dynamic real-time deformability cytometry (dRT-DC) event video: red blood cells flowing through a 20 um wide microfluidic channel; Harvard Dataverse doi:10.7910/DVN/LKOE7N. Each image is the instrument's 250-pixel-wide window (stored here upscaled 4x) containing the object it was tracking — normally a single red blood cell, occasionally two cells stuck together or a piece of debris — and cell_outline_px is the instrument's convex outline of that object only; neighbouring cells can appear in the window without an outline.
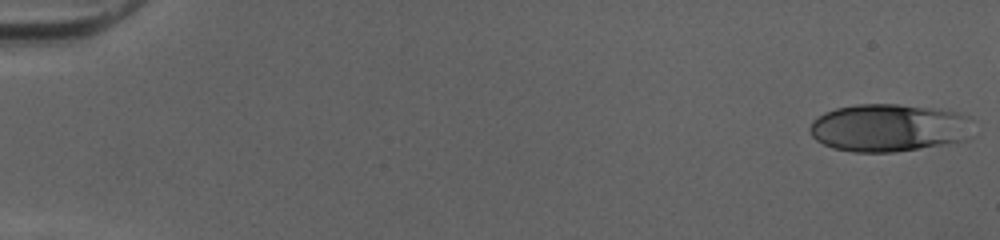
{"species": "human", "species_latin": "Homo sapiens", "temperature_condition": "cold", "stored_images_in_passage": 49, "camera_frame_rate_fps": 3000, "um_per_image_px": 0.085, "donor": {"sex": "female"}, "frame": {"image": 1, "passage_image": 1, "time_ms": 0.0, "image_size_px": [1000, 240], "cell_outline_px": [[972, 136], [968, 140], [948, 144], [896, 152], [852, 152], [832, 148], [816, 140], [812, 136], [808, 128], [812, 120], [824, 112], [836, 108], [856, 104], [896, 104], [940, 108], [972, 116]], "centroid_in_image_um": [75.61, 10.86], "position_along_channel_um": 9.4, "area_um2": 46.41}}
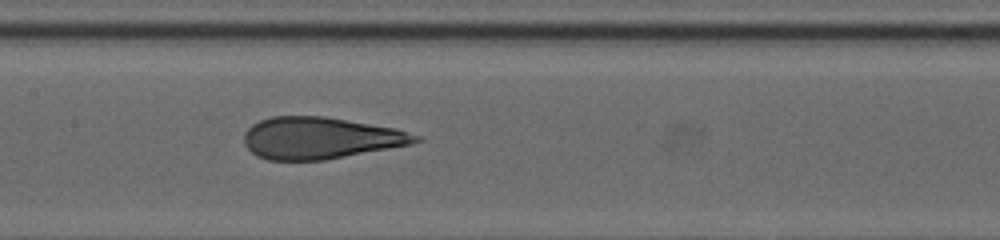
{"frame": {"image": 2, "passage_image": 26, "time_ms": 8.333, "image_size_px": [1000, 240], "cell_outline_px": [[424, 140], [412, 144], [324, 160], [268, 160], [256, 156], [244, 144], [244, 132], [252, 124], [260, 120], [272, 116], [324, 116], [396, 128], [424, 136]], "centroid_in_image_um": [27.25, 11.73], "position_along_channel_um": 180.1, "area_um2": 41.96}}
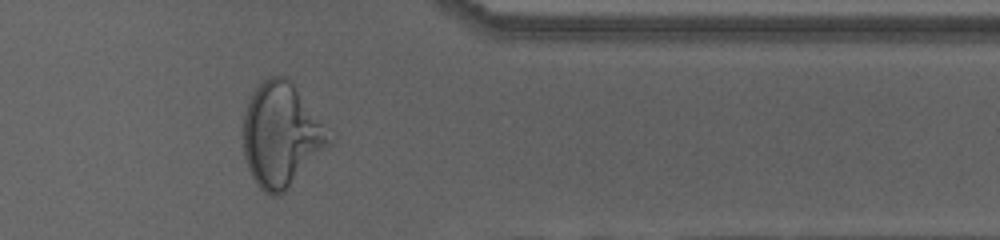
{"frame": {"image": 3, "passage_image": 42, "time_ms": 13.667, "image_size_px": [1000, 240], "cell_outline_px": [[336, 140], [280, 196], [272, 196], [264, 192], [256, 184], [248, 168], [244, 156], [244, 112], [252, 92], [268, 76], [284, 76], [292, 84], [336, 136]], "centroid_in_image_um": [23.95, 11.5], "position_along_channel_um": 387.5, "area_um2": 52.25}}